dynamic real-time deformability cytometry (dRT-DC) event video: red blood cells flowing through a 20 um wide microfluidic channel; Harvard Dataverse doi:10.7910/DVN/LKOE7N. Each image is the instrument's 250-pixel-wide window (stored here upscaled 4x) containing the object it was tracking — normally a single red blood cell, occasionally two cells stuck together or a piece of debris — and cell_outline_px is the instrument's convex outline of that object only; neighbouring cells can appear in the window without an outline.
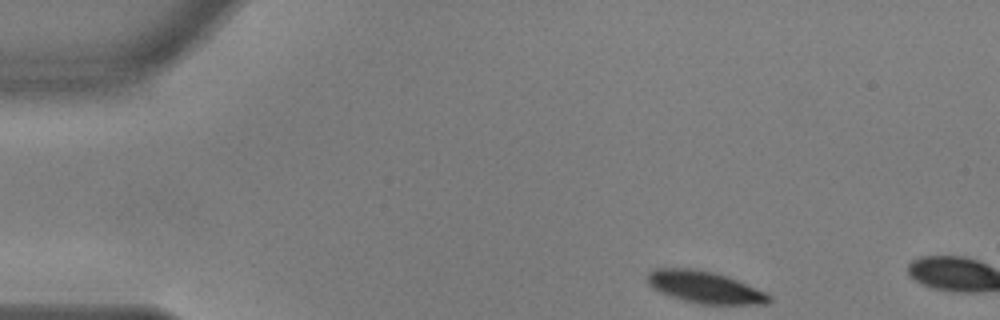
{"species": "common noctule bat (a hibernating species)", "species_latin": "Nyctalus noctula", "temperature_condition": "warm", "stored_images_in_passage": 5, "camera_frame_rate_fps": 3000, "um_per_image_px": 0.085, "animal": {"sex": "male", "body_mass_g": 17.9, "forearm_length_mm": 54.2}, "frame": {"image": 1, "passage_image": 1, "time_ms": 0.0, "image_size_px": [1000, 320], "cell_outline_px": [[772, 300], [768, 304], [696, 304], [660, 292], [652, 288], [648, 284], [648, 272], [656, 268], [692, 268], [712, 272], [728, 276], [768, 292], [772, 296]], "centroid_in_image_um": [59.96, 24.41], "position_along_channel_um": 25.0, "area_um2": 22.83}}